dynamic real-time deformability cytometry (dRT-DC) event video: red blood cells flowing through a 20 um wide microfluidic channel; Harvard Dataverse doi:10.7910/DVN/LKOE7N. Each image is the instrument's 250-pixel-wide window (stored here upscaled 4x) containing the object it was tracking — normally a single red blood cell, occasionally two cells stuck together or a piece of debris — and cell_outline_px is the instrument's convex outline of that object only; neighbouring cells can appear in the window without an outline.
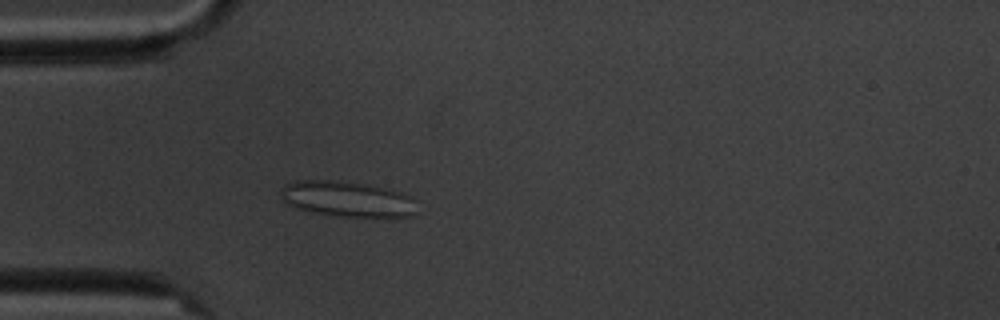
{"species": "common noctule bat (a hibernating species)", "species_latin": "Nyctalus noctula", "temperature_condition": "cold", "stored_images_in_passage": 5, "camera_frame_rate_fps": 3000, "um_per_image_px": 0.085, "animal": {"sex": "male", "body_mass_g": 20.1, "forearm_length_mm": 53.5}, "frame": {"image": 1, "passage_image": 5, "time_ms": 4.333, "image_size_px": [1000, 320], "cell_outline_px": [[416, 212], [412, 216], [336, 216], [296, 208], [288, 204], [280, 196], [280, 192], [284, 184], [296, 180], [328, 180], [364, 184], [404, 192], [412, 196], [416, 200]], "centroid_in_image_um": [29.53, 16.9], "position_along_channel_um": 55.5, "area_um2": 28.09}}